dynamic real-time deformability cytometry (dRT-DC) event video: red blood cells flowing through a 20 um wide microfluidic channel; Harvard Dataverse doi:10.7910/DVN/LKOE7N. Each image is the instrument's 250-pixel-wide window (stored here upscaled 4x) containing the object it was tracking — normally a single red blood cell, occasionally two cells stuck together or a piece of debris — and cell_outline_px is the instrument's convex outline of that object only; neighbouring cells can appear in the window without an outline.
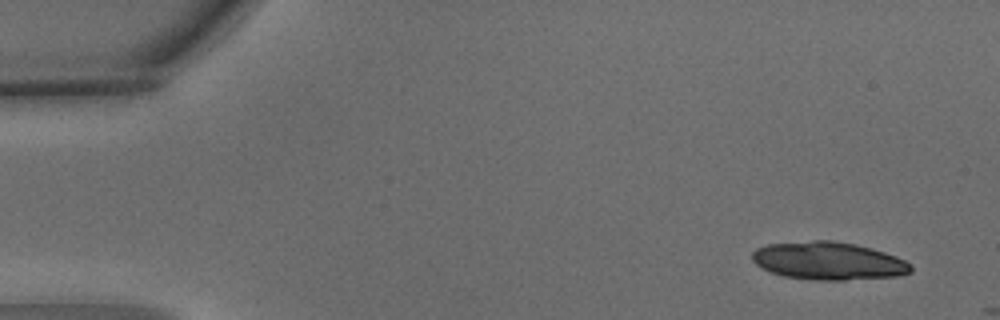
{"species": "common noctule bat (a hibernating species)", "species_latin": "Nyctalus noctula", "temperature_condition": "warm", "stored_images_in_passage": 3, "camera_frame_rate_fps": 3000, "um_per_image_px": 0.085, "animal": {"sex": "male", "body_mass_g": 15.6}, "frame": {"image": 1, "passage_image": 1, "time_ms": 0.0, "image_size_px": [1000, 320], "cell_outline_px": [[912, 272], [900, 276], [844, 280], [808, 280], [784, 276], [760, 268], [752, 260], [752, 252], [756, 248], [768, 244], [812, 240], [832, 240], [856, 244], [872, 248], [896, 256], [912, 264]], "centroid_in_image_um": [70.42, 22.18], "position_along_channel_um": 14.6, "area_um2": 35.37}}